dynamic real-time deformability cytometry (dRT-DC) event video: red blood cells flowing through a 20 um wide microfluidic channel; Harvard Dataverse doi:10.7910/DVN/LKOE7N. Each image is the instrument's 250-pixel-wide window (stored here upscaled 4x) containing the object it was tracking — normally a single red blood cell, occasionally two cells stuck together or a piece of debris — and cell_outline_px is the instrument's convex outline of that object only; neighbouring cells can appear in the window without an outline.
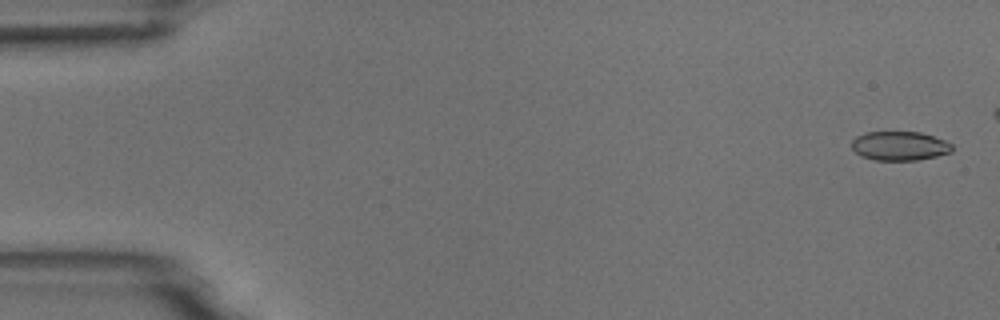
{"species": "common noctule bat (a hibernating species)", "species_latin": "Nyctalus noctula", "temperature_condition": "room temperature", "stored_images_in_passage": 6, "camera_frame_rate_fps": 3000, "um_per_image_px": 0.085, "animal": {"sex": "male", "body_mass_g": 18.8}, "frame": {"image": 1, "passage_image": 1, "time_ms": 0.0, "image_size_px": [1000, 320], "cell_outline_px": [[952, 152], [936, 156], [916, 160], [876, 160], [860, 156], [852, 148], [852, 140], [856, 136], [864, 132], [920, 132], [944, 140], [952, 144]], "centroid_in_image_um": [76.45, 12.4], "position_along_channel_um": 8.6, "area_um2": 16.99}}